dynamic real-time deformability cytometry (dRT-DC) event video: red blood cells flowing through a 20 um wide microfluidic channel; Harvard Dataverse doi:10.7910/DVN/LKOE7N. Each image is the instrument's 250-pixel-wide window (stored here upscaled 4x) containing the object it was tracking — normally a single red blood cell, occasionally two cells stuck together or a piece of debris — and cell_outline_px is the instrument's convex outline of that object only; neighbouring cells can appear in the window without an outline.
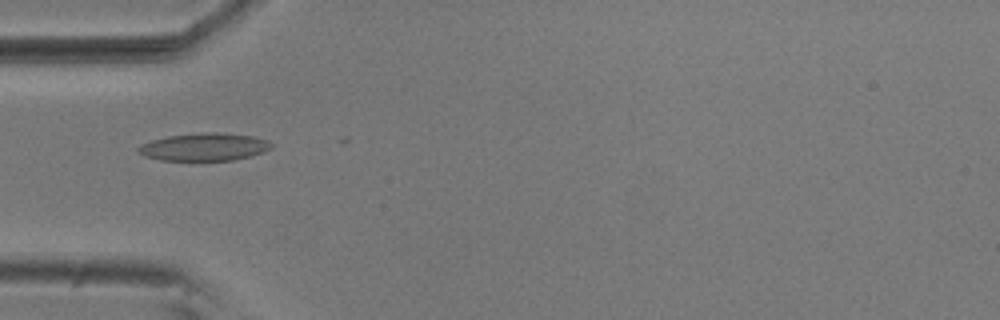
{"species": "common noctule bat (a hibernating species)", "species_latin": "Nyctalus noctula", "temperature_condition": "room temperature", "stored_images_in_passage": 10, "camera_frame_rate_fps": 3000, "um_per_image_px": 0.085, "animal": {"sex": "male", "body_mass_g": 20.5, "forearm_length_mm": 52.5}, "frame": {"image": 1, "passage_image": 4, "time_ms": 1.0, "image_size_px": [1000, 320], "cell_outline_px": [[272, 148], [264, 152], [232, 160], [160, 160], [144, 156], [136, 148], [140, 144], [152, 140], [168, 136], [200, 132], [212, 132], [252, 136], [268, 140], [272, 144]], "centroid_in_image_um": [17.35, 12.48], "position_along_channel_um": 67.7, "area_um2": 21.33}}
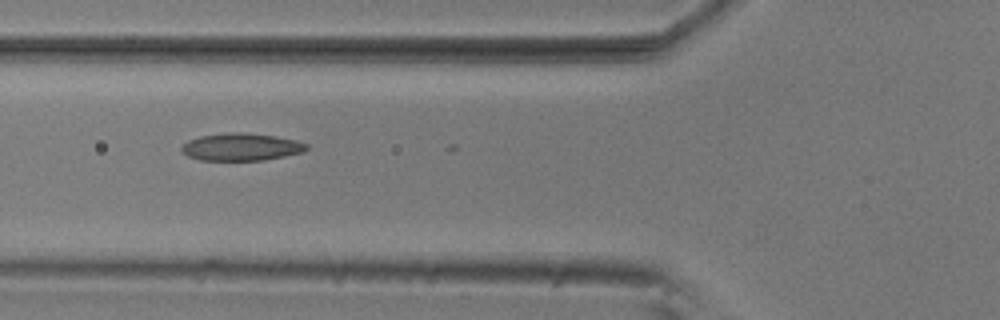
{"frame": {"image": 2, "passage_image": 7, "time_ms": 2.0, "image_size_px": [1000, 320], "cell_outline_px": [[308, 148], [304, 152], [264, 160], [200, 160], [188, 156], [180, 152], [180, 148], [188, 140], [200, 136], [228, 132], [244, 132], [276, 136], [296, 140], [308, 144]], "centroid_in_image_um": [20.5, 12.48], "position_along_channel_um": 105.3, "area_um2": 20.11}}